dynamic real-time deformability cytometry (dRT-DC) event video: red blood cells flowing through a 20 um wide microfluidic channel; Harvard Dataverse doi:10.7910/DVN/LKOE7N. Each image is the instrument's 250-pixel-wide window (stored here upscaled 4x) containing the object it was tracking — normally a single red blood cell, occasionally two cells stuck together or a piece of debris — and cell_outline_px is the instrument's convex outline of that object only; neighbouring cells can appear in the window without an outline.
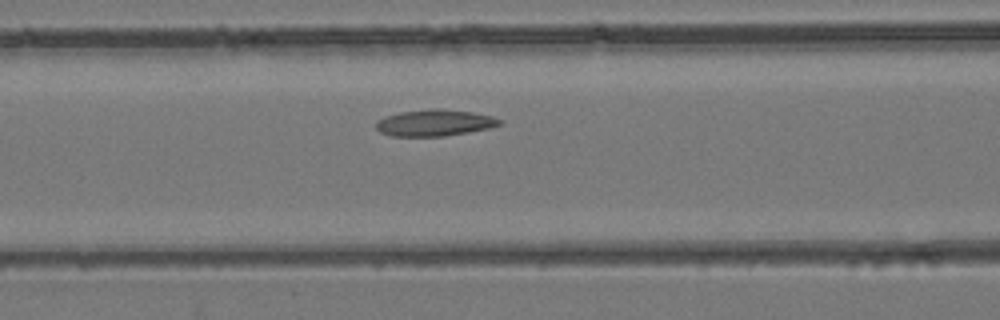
{"species": "common noctule bat (a hibernating species)", "species_latin": "Nyctalus noctula", "temperature_condition": "room temperature", "stored_images_in_passage": 26, "camera_frame_rate_fps": 3000, "um_per_image_px": 0.085, "animal": {"sex": "female", "body_mass_g": 24.6, "forearm_length_mm": 56.2}, "frame": {"image": 1, "passage_image": 9, "time_ms": 2.667, "image_size_px": [1000, 320], "cell_outline_px": [[504, 124], [488, 128], [468, 132], [444, 136], [392, 136], [380, 132], [376, 128], [376, 120], [384, 116], [400, 112], [432, 108], [436, 108], [472, 112], [492, 116], [504, 120]], "centroid_in_image_um": [36.95, 10.43], "position_along_channel_um": 129.7, "area_um2": 19.19}}
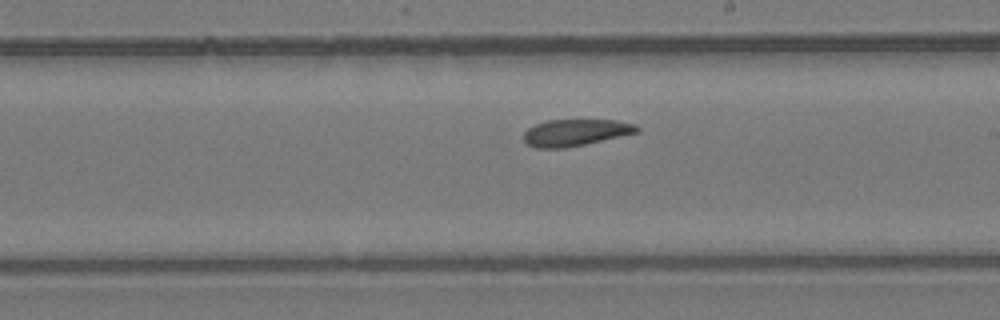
{"frame": {"image": 2, "passage_image": 16, "time_ms": 5.0, "image_size_px": [1000, 320], "cell_outline_px": [[640, 132], [584, 144], [564, 148], [536, 148], [528, 144], [524, 140], [524, 132], [528, 128], [536, 124], [548, 120], [616, 120], [636, 124], [640, 128]], "centroid_in_image_um": [48.94, 11.26], "position_along_channel_um": 240.1, "area_um2": 17.57}}
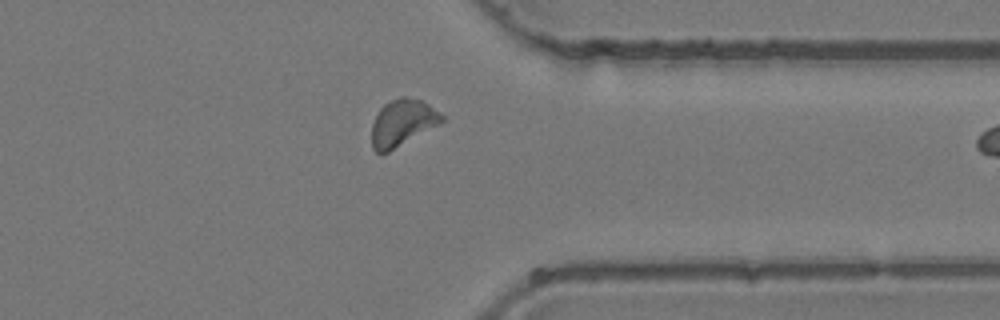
{"frame": {"image": 3, "passage_image": 25, "time_ms": 8.0, "image_size_px": [1000, 320], "cell_outline_px": [[444, 120], [388, 152], [380, 156], [372, 148], [372, 124], [380, 108], [384, 104], [400, 96], [404, 96], [420, 100], [428, 104], [440, 112], [444, 116]], "centroid_in_image_um": [34.16, 10.44], "position_along_channel_um": 377.2, "area_um2": 18.73}}